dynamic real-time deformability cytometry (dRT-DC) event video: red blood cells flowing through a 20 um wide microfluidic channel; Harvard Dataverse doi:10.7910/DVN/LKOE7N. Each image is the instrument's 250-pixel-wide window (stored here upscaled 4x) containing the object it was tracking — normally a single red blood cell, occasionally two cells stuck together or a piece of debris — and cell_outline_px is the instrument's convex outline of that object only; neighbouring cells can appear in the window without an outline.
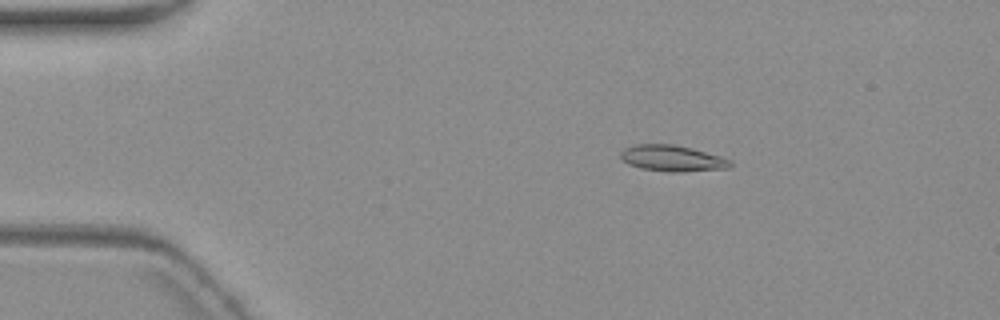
{"species": "common noctule bat (a hibernating species)", "species_latin": "Nyctalus noctula", "temperature_condition": "warm", "stored_images_in_passage": 3, "camera_frame_rate_fps": 3000, "um_per_image_px": 0.085, "animal": {"sex": "female", "body_mass_g": 19.3, "forearm_length_mm": 54.1}, "frame": {"image": 1, "passage_image": 2, "time_ms": 1.333, "image_size_px": [1000, 320], "cell_outline_px": [[732, 164], [728, 168], [680, 172], [668, 172], [640, 168], [628, 164], [620, 156], [620, 152], [624, 148], [636, 144], [676, 144], [692, 148], [720, 156], [732, 160]], "centroid_in_image_um": [57.14, 13.45], "position_along_channel_um": 27.9, "area_um2": 16.76}}